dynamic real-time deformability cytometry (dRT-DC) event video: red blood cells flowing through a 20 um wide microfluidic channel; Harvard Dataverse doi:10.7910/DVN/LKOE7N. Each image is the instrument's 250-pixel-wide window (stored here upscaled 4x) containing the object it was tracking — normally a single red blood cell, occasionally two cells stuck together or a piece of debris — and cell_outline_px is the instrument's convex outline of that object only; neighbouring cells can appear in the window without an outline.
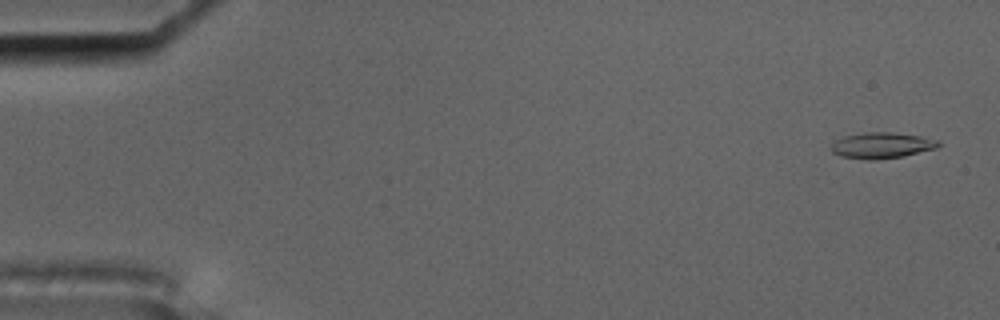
{"species": "common noctule bat (a hibernating species)", "species_latin": "Nyctalus noctula", "temperature_condition": "cold", "stored_images_in_passage": 56, "camera_frame_rate_fps": 3000, "um_per_image_px": 0.085, "animal": {"sex": "male", "body_mass_g": 17.5, "forearm_length_mm": 52.3}, "frame": {"image": 1, "passage_image": 1, "time_ms": 0.0, "image_size_px": [1000, 320], "cell_outline_px": [[940, 144], [936, 148], [904, 156], [876, 160], [868, 160], [840, 156], [832, 152], [832, 144], [836, 140], [844, 136], [864, 132], [892, 132], [920, 136], [940, 140]], "centroid_in_image_um": [74.96, 12.36], "position_along_channel_um": 10.0, "area_um2": 16.24}}
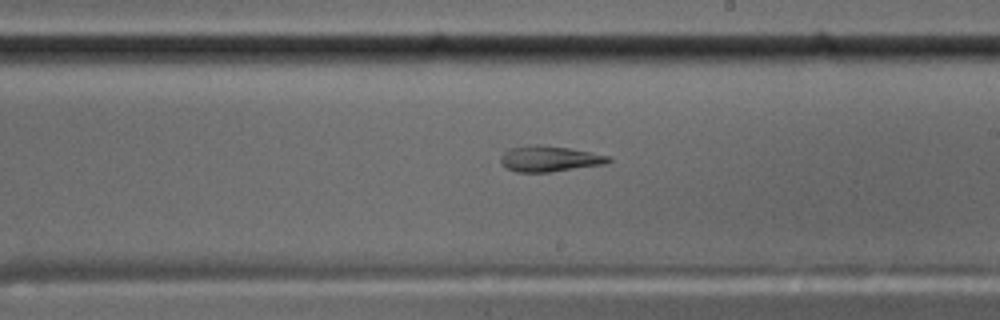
{"frame": {"image": 2, "passage_image": 32, "time_ms": 10.333, "image_size_px": [1000, 320], "cell_outline_px": [[612, 160], [604, 164], [552, 172], [516, 172], [500, 164], [500, 156], [508, 148], [532, 144], [540, 144], [568, 148], [612, 156]], "centroid_in_image_um": [46.68, 13.49], "position_along_channel_um": 242.3, "area_um2": 16.36}}
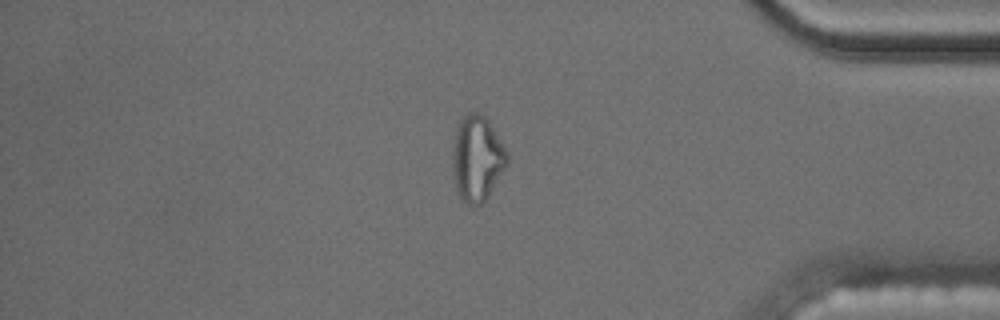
{"frame": {"image": 3, "passage_image": 47, "time_ms": 15.333, "image_size_px": [1000, 320], "cell_outline_px": [[508, 164], [488, 196], [480, 204], [468, 204], [456, 192], [452, 164], [452, 156], [456, 128], [460, 120], [468, 112], [476, 112], [484, 116], [488, 120], [508, 152]], "centroid_in_image_um": [40.55, 13.45], "position_along_channel_um": 394.6, "area_um2": 27.05}, "authors_computed_cell_mechanics": {"area_um2": 16.3863, "velocity_mm_per_s": 3.5671, "shape_relaxation_time_tau1_ms": null, "shape_relaxation_time_tau2_ms": 4.708, "deformation_change_tau1": null, "deformation_change_tau2": 0.1302}}